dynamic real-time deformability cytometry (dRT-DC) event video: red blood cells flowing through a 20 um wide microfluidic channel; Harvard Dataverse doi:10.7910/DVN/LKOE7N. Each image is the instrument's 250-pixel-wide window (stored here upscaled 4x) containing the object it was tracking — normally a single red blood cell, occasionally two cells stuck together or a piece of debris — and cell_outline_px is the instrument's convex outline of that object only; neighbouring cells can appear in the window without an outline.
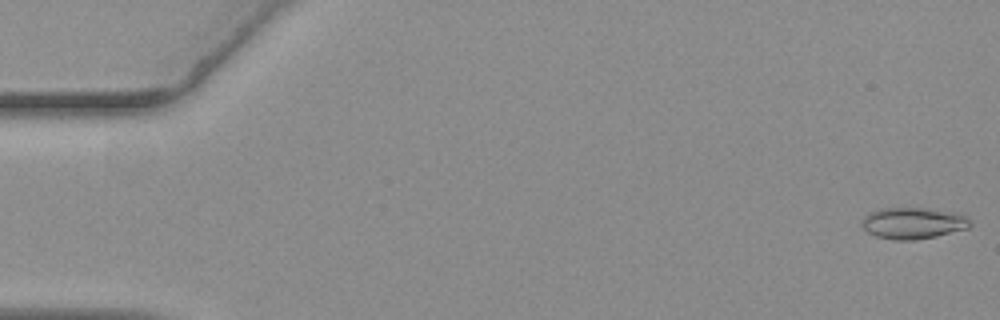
{"species": "common noctule bat (a hibernating species)", "species_latin": "Nyctalus noctula", "temperature_condition": "warm", "stored_images_in_passage": 56, "camera_frame_rate_fps": 3000, "um_per_image_px": 0.085, "animal": {"sex": "female", "body_mass_g": 19.3, "forearm_length_mm": 54.1}, "frame": {"image": 1, "passage_image": 1, "time_ms": 0.0, "image_size_px": [1000, 320], "cell_outline_px": [[972, 224], [968, 228], [936, 236], [916, 240], [896, 240], [876, 236], [868, 232], [860, 224], [860, 220], [868, 212], [880, 208], [924, 208], [960, 212]], "centroid_in_image_um": [77.58, 18.95], "position_along_channel_um": 7.4, "area_um2": 20.0}}
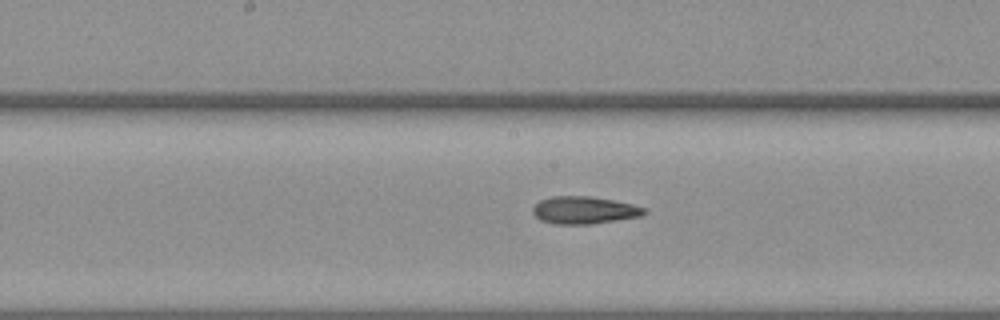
{"frame": {"image": 2, "passage_image": 29, "time_ms": 9.333, "image_size_px": [1000, 320], "cell_outline_px": [[648, 212], [640, 216], [592, 224], [556, 224], [540, 220], [532, 212], [532, 208], [540, 200], [552, 196], [592, 196], [632, 204], [644, 208]], "centroid_in_image_um": [49.64, 17.86], "position_along_channel_um": 198.6, "area_um2": 17.74}}
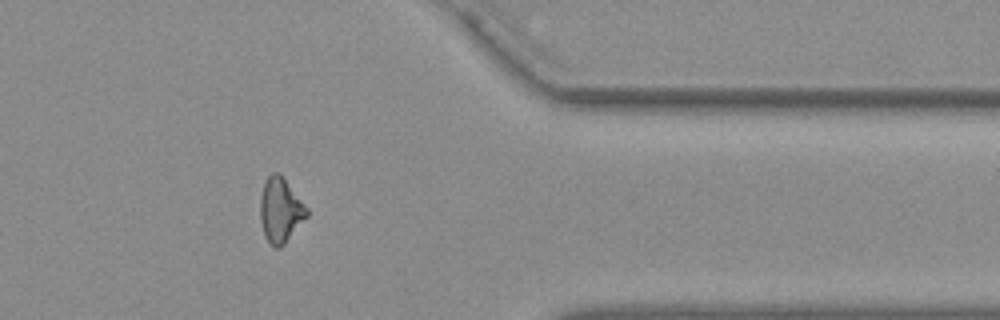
{"frame": {"image": 3, "passage_image": 46, "time_ms": 15.0, "image_size_px": [1000, 320], "cell_outline_px": [[308, 216], [284, 244], [280, 248], [272, 248], [268, 244], [264, 236], [260, 220], [260, 196], [264, 184], [268, 176], [272, 172], [280, 172], [308, 208]], "centroid_in_image_um": [23.83, 17.88], "position_along_channel_um": 387.6, "area_um2": 17.86}, "authors_computed_cell_mechanics": {"area_um2": 17.8024, "velocity_mm_per_s": 3.6615, "shape_relaxation_time_tau1_ms": null, "shape_relaxation_time_tau2_ms": 4.0145, "deformation_change_tau1": null, "deformation_change_tau2": 0.1299}}